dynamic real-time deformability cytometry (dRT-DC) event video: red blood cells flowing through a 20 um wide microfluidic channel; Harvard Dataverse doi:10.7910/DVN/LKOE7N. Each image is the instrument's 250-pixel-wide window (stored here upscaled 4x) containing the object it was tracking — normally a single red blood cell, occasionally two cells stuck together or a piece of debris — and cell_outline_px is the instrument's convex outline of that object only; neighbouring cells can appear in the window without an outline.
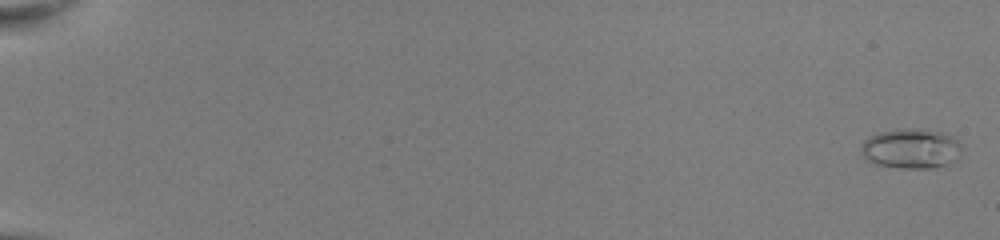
{"species": "common noctule bat (a hibernating species)", "species_latin": "Nyctalus noctula", "temperature_condition": "room temperature", "stored_images_in_passage": 53, "camera_frame_rate_fps": 3000, "um_per_image_px": 0.085, "animal": {"sex": "female", "body_mass_g": 22.0, "forearm_length_mm": 56.7}, "frame": {"image": 1, "passage_image": 2, "time_ms": 0.333, "image_size_px": [1000, 240], "cell_outline_px": [[960, 148], [956, 160], [948, 164], [932, 168], [900, 168], [876, 164], [864, 160], [860, 152], [860, 144], [868, 136], [880, 132], [944, 132], [952, 136], [960, 144]], "centroid_in_image_um": [77.38, 12.7], "position_along_channel_um": 7.6, "area_um2": 22.6}}
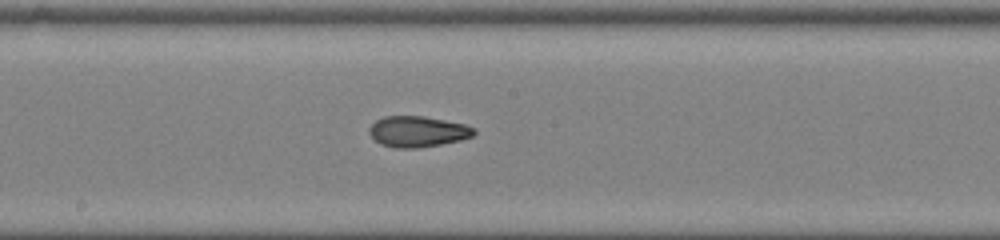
{"frame": {"image": 2, "passage_image": 32, "time_ms": 10.333, "image_size_px": [1000, 240], "cell_outline_px": [[476, 132], [472, 136], [460, 140], [440, 144], [416, 148], [396, 148], [380, 144], [368, 132], [368, 128], [376, 120], [384, 116], [424, 116], [464, 124], [476, 128]], "centroid_in_image_um": [35.49, 11.18], "position_along_channel_um": 212.7, "area_um2": 18.79}}
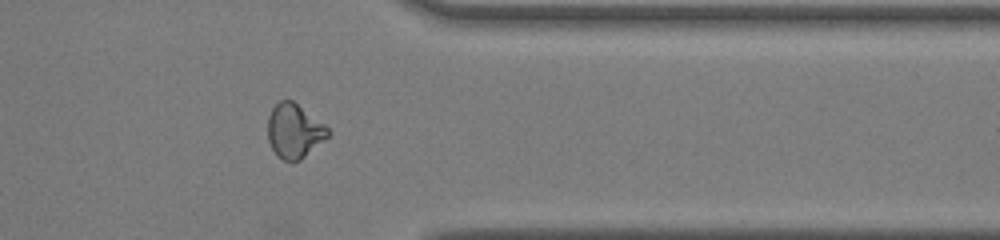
{"frame": {"image": 3, "passage_image": 45, "time_ms": 14.667, "image_size_px": [1000, 240], "cell_outline_px": [[332, 132], [328, 136], [300, 160], [284, 160], [276, 156], [268, 140], [268, 116], [272, 108], [280, 100], [292, 100], [324, 124]], "centroid_in_image_um": [24.99, 11.12], "position_along_channel_um": 386.4, "area_um2": 18.79}, "authors_computed_cell_mechanics": {"area_um2": 18.9006, "velocity_mm_per_s": 4.0919, "shape_relaxation_time_tau1_ms": 11.1631, "shape_relaxation_time_tau2_ms": 1.5707, "deformation_change_tau1": 0.2954, "deformation_change_tau2": 0.0731}}